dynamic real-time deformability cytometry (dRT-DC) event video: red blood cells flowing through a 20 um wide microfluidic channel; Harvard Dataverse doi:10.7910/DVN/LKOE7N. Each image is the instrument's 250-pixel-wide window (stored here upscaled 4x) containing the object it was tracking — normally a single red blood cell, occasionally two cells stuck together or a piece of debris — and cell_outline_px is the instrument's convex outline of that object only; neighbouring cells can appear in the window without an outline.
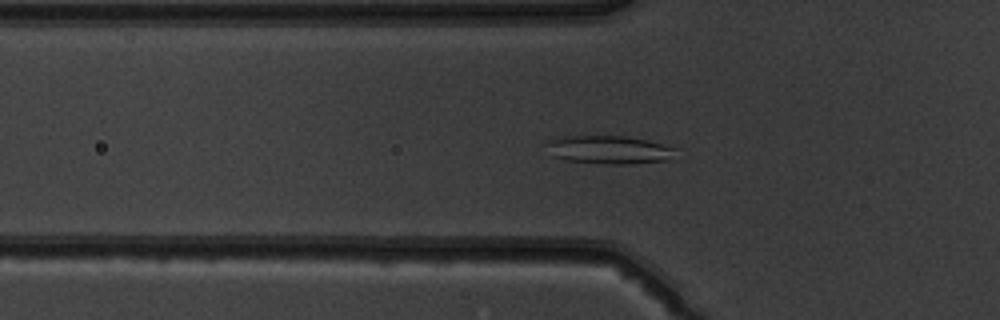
{"species": "common noctule bat (a hibernating species)", "species_latin": "Nyctalus noctula", "temperature_condition": "warm", "stored_images_in_passage": 51, "camera_frame_rate_fps": 3000, "um_per_image_px": 0.085, "animal": {"sex": "male", "body_mass_g": 19.5, "forearm_length_mm": 54.6}, "frame": {"image": 1, "passage_image": 17, "time_ms": 5.333, "image_size_px": [1000, 320], "cell_outline_px": [[676, 148], [668, 160], [632, 164], [604, 164], [568, 160], [552, 156], [548, 140], [564, 136], [624, 136], [644, 140]], "centroid_in_image_um": [51.76, 12.74], "position_along_channel_um": 74.0, "area_um2": 20.75}}
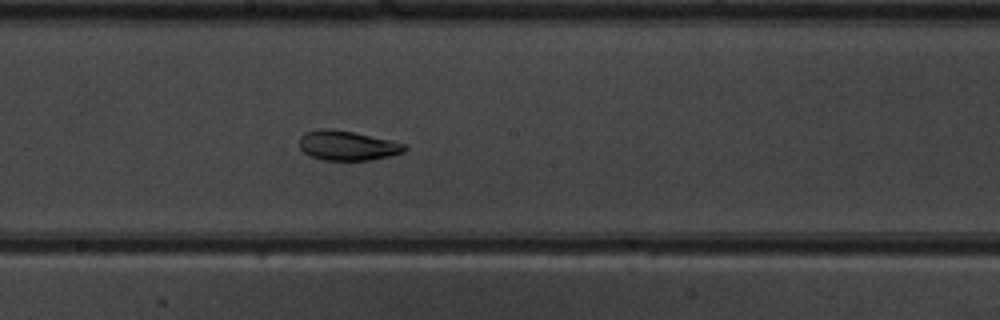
{"frame": {"image": 2, "passage_image": 28, "time_ms": 9.0, "image_size_px": [1000, 320], "cell_outline_px": [[408, 148], [404, 152], [388, 156], [368, 160], [324, 160], [308, 156], [300, 148], [300, 136], [304, 132], [316, 128], [332, 128], [352, 132], [388, 140], [404, 144]], "centroid_in_image_um": [29.46, 12.36], "position_along_channel_um": 218.7, "area_um2": 18.15}}
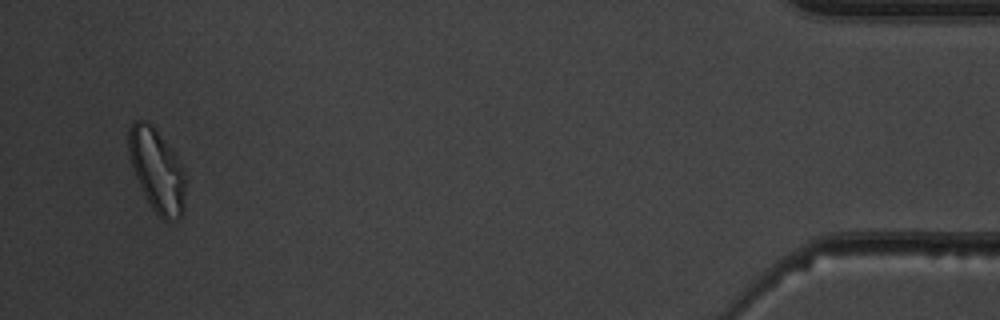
{"frame": {"image": 3, "passage_image": 49, "time_ms": 16.0, "image_size_px": [1000, 320], "cell_outline_px": [[184, 212], [176, 220], [164, 220], [152, 208], [132, 168], [128, 152], [128, 128], [136, 120], [148, 120], [152, 124], [180, 160], [184, 172]], "centroid_in_image_um": [13.33, 14.44], "position_along_channel_um": 421.9, "area_um2": 27.28}, "authors_computed_cell_mechanics": {"area_um2": 21.7328, "velocity_mm_per_s": 3.9426, "shape_relaxation_time_tau1_ms": 4.5551, "shape_relaxation_time_tau2_ms": 1.8224, "deformation_change_tau1": 0.1641, "deformation_change_tau2": 0.0661}}